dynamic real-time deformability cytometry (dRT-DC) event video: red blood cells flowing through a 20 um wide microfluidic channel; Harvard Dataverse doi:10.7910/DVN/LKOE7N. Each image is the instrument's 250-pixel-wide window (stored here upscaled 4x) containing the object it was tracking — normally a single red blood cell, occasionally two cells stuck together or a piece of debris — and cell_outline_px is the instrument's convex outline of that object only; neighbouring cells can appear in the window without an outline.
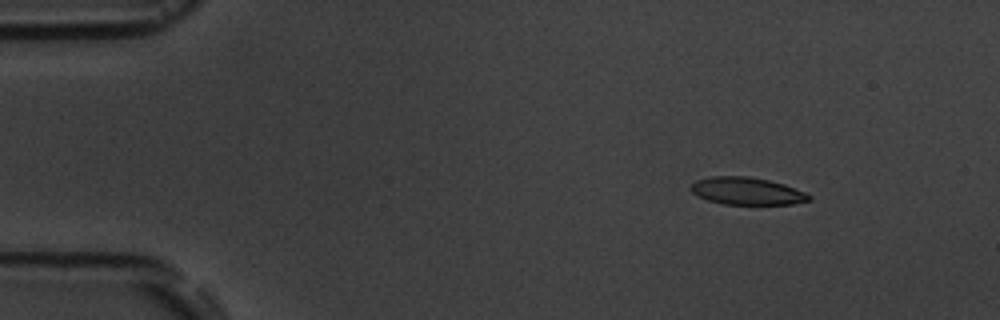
{"species": "common noctule bat (a hibernating species)", "species_latin": "Nyctalus noctula", "temperature_condition": "room temperature", "stored_images_in_passage": 5, "camera_frame_rate_fps": 3000, "um_per_image_px": 0.085, "animal": {"sex": "male", "body_mass_g": 19.5, "forearm_length_mm": 54.6}, "frame": {"image": 1, "passage_image": 2, "time_ms": 2.0, "image_size_px": [1000, 320], "cell_outline_px": [[812, 200], [792, 204], [724, 204], [708, 200], [696, 196], [688, 188], [696, 180], [712, 176], [748, 176], [768, 180], [784, 184], [804, 192], [812, 196]], "centroid_in_image_um": [63.46, 16.24], "position_along_channel_um": 21.5, "area_um2": 18.9}}
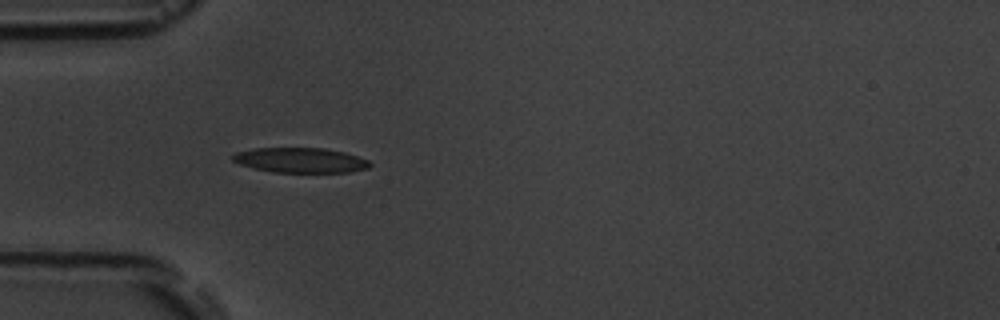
{"frame": {"image": 2, "passage_image": 5, "time_ms": 5.333, "image_size_px": [1000, 320], "cell_outline_px": [[372, 164], [368, 168], [348, 172], [272, 172], [252, 168], [240, 164], [232, 160], [232, 156], [236, 152], [256, 148], [324, 148], [344, 152], [368, 160]], "centroid_in_image_um": [25.52, 13.62], "position_along_channel_um": 59.5, "area_um2": 19.88}}